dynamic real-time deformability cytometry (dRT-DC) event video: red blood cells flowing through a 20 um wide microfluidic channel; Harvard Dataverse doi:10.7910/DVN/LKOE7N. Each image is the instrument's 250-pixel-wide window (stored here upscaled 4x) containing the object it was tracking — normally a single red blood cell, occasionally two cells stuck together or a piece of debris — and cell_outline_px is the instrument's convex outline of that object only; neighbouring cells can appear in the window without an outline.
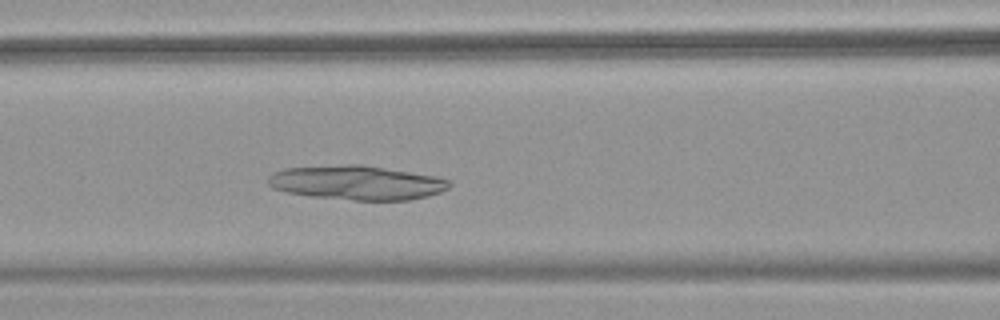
{"species": "common noctule bat (a hibernating species)", "species_latin": "Nyctalus noctula", "temperature_condition": "warm", "stored_images_in_passage": 40, "camera_frame_rate_fps": 3000, "um_per_image_px": 0.085, "animal": {"sex": "female", "body_mass_g": 18.4}, "frame": {"image": 1, "passage_image": 9, "time_ms": 2.667, "image_size_px": [1000, 320], "cell_outline_px": [[452, 184], [448, 188], [440, 192], [428, 196], [408, 200], [352, 200], [312, 196], [288, 192], [272, 188], [268, 184], [268, 176], [272, 172], [284, 168], [348, 164], [360, 164], [436, 176], [452, 180]], "centroid_in_image_um": [30.34, 15.52], "position_along_channel_um": 136.3, "area_um2": 36.24}}
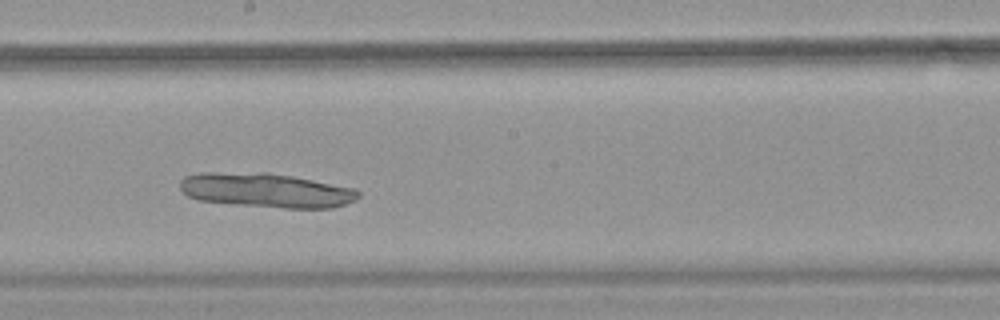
{"frame": {"image": 2, "passage_image": 16, "time_ms": 5.0, "image_size_px": [1000, 320], "cell_outline_px": [[360, 196], [356, 200], [332, 208], [284, 208], [236, 204], [196, 200], [188, 196], [180, 188], [180, 180], [184, 176], [200, 172], [268, 172], [292, 176], [356, 188], [360, 192]], "centroid_in_image_um": [22.62, 16.16], "position_along_channel_um": 225.6, "area_um2": 36.01}}
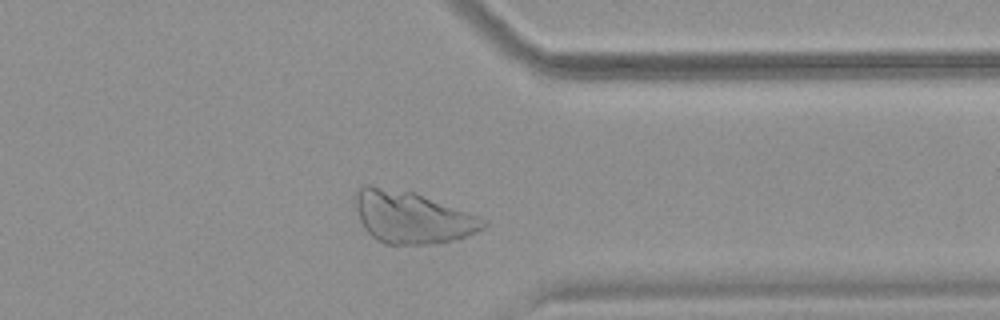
{"frame": {"image": 3, "passage_image": 28, "time_ms": 9.0, "image_size_px": [1000, 320], "cell_outline_px": [[488, 224], [484, 228], [456, 240], [428, 244], [384, 244], [376, 240], [364, 228], [360, 220], [356, 208], [356, 196], [360, 188], [364, 184], [368, 184], [416, 192], [480, 216]], "centroid_in_image_um": [35.03, 18.46], "position_along_channel_um": 376.4, "area_um2": 38.84}}